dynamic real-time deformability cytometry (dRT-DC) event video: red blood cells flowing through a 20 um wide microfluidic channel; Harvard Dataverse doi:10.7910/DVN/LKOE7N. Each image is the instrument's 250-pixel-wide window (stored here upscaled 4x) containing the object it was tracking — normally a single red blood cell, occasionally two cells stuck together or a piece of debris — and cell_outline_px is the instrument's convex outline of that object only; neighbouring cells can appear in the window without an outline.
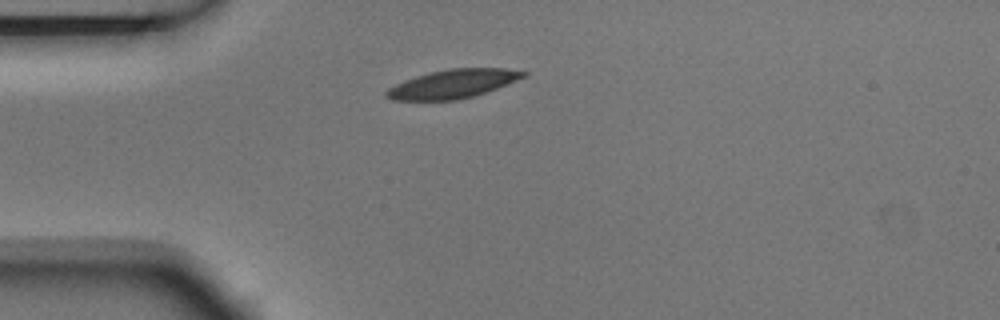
{"species": "Egyptian fruit bat (a non-hibernating species)", "species_latin": "Rousettus aegyptiacus", "temperature_condition": "room temperature", "stored_images_in_passage": 3, "camera_frame_rate_fps": 3000, "um_per_image_px": 0.085, "animal": {"sex": "male"}, "frame": {"image": 1, "passage_image": 1, "time_ms": 0.0, "image_size_px": [1000, 320], "cell_outline_px": [[528, 76], [496, 88], [472, 96], [456, 100], [392, 100], [384, 96], [384, 92], [388, 88], [404, 80], [428, 72], [452, 68], [504, 68], [528, 72]], "centroid_in_image_um": [38.47, 7.12], "position_along_channel_um": 46.5, "area_um2": 22.83}}
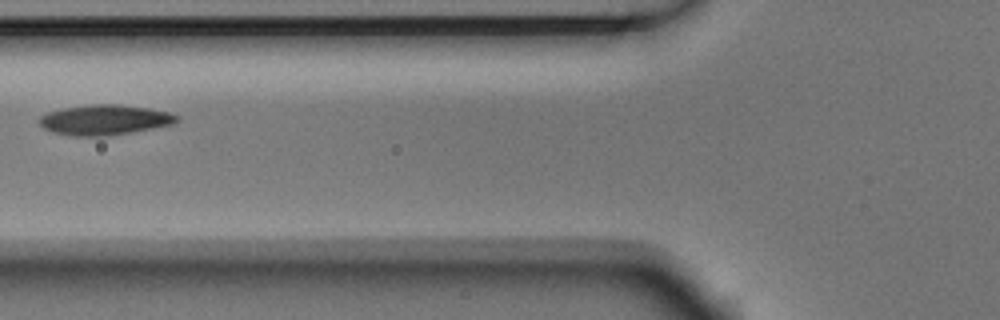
{"frame": {"image": 2, "passage_image": 3, "time_ms": 0.667, "image_size_px": [1000, 320], "cell_outline_px": [[180, 120], [176, 124], [132, 132], [108, 136], [68, 136], [52, 132], [44, 128], [40, 124], [40, 116], [48, 112], [64, 108], [92, 104], [120, 104], [148, 108], [168, 112], [180, 116]], "centroid_in_image_um": [8.94, 10.19], "position_along_channel_um": 116.9, "area_um2": 24.39}}